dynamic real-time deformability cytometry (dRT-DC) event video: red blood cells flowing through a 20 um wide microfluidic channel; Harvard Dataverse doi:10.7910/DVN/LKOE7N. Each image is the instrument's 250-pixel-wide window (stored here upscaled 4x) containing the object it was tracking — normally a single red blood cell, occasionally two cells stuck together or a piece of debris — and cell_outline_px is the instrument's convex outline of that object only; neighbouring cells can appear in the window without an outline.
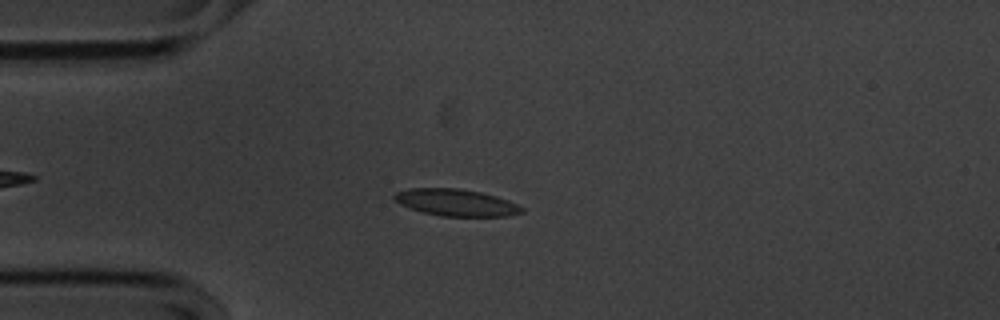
{"species": "common noctule bat (a hibernating species)", "species_latin": "Nyctalus noctula", "temperature_condition": "cold", "stored_images_in_passage": 55, "camera_frame_rate_fps": 3000, "um_per_image_px": 0.085, "animal": {"sex": "male", "body_mass_g": 20.1, "forearm_length_mm": 53.5}, "frame": {"image": 1, "passage_image": 13, "time_ms": 4.0, "image_size_px": [1000, 320], "cell_outline_px": [[524, 212], [508, 216], [440, 216], [408, 208], [400, 204], [392, 196], [396, 192], [408, 188], [460, 188], [480, 192], [496, 196], [508, 200], [524, 208]], "centroid_in_image_um": [38.76, 17.21], "position_along_channel_um": 46.2, "area_um2": 20.0}}
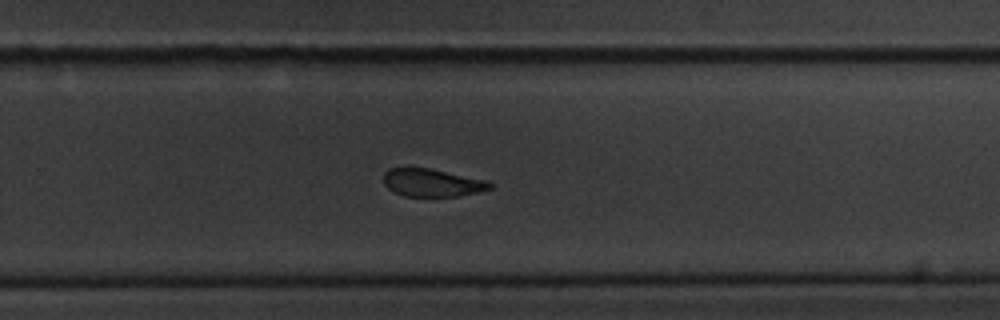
{"frame": {"image": 2, "passage_image": 35, "time_ms": 11.333, "image_size_px": [1000, 320], "cell_outline_px": [[492, 188], [476, 192], [456, 196], [404, 196], [388, 188], [384, 184], [384, 172], [388, 168], [404, 164], [408, 164], [488, 180], [492, 184]], "centroid_in_image_um": [36.65, 15.47], "position_along_channel_um": 293.2, "area_um2": 17.69}}
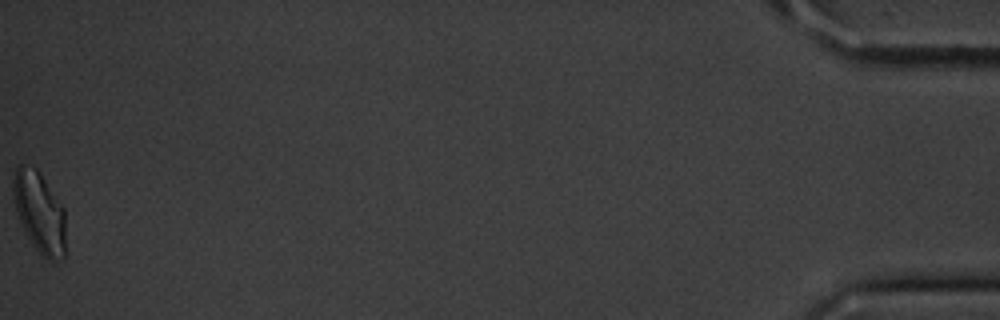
{"frame": {"image": 3, "passage_image": 55, "time_ms": 18.0, "image_size_px": [1000, 320], "cell_outline_px": [[64, 260], [48, 260], [40, 256], [24, 232], [16, 212], [12, 192], [12, 180], [16, 168], [20, 164], [24, 164], [36, 168], [40, 172], [64, 208]], "centroid_in_image_um": [3.33, 18.05], "position_along_channel_um": 431.9, "area_um2": 25.03}, "authors_computed_cell_mechanics": {"area_um2": 19.652, "velocity_mm_per_s": 3.557, "shape_relaxation_time_tau1_ms": 2.5124, "shape_relaxation_time_tau2_ms": 2.7665, "deformation_change_tau1": 0.0995, "deformation_change_tau2": 0.0907}}